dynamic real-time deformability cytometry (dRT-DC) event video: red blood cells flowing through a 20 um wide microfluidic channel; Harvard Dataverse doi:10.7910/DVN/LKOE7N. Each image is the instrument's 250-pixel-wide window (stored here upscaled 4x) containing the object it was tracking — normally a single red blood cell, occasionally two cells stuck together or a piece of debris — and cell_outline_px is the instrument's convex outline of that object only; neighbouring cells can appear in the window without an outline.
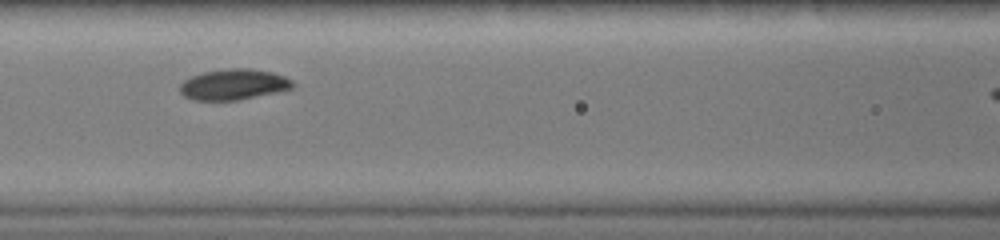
{"species": "common noctule bat (a hibernating species)", "species_latin": "Nyctalus noctula", "temperature_condition": "warm", "stored_images_in_passage": 30, "segment_of_instrument_passage": [2, 2], "camera_frame_rate_fps": 3000, "um_per_image_px": 0.085, "animal": {"sex": "female", "body_mass_g": 19.0, "forearm_length_mm": 51.5}, "frame": {"image": 1, "passage_image": 13, "time_ms": 4.0, "image_size_px": [1000, 240], "cell_outline_px": [[296, 84], [292, 88], [276, 92], [236, 100], [192, 100], [184, 96], [180, 92], [180, 84], [184, 80], [192, 76], [204, 72], [228, 68], [248, 68], [272, 72], [284, 76], [292, 80]], "centroid_in_image_um": [19.85, 7.17], "position_along_channel_um": 146.7, "area_um2": 20.11}}
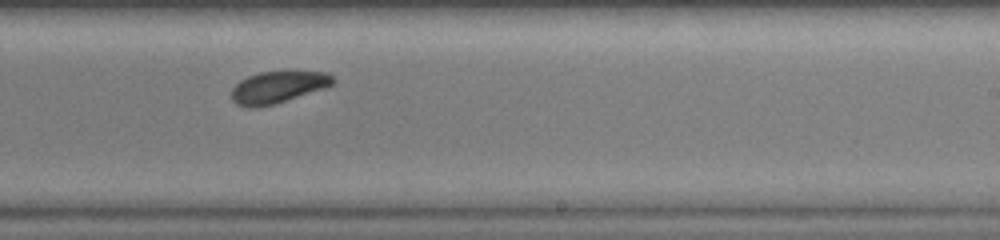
{"frame": {"image": 2, "passage_image": 21, "time_ms": 6.667, "image_size_px": [1000, 240], "cell_outline_px": [[336, 80], [328, 88], [272, 104], [256, 108], [252, 108], [236, 104], [232, 100], [232, 88], [240, 80], [248, 76], [260, 72], [328, 72]], "centroid_in_image_um": [23.64, 7.41], "position_along_channel_um": 265.4, "area_um2": 18.73}}
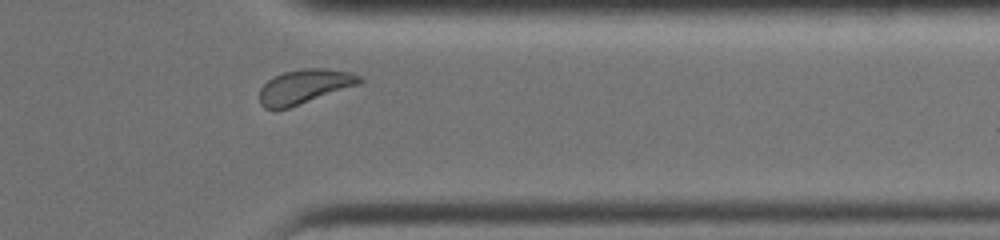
{"frame": {"image": 3, "passage_image": 29, "time_ms": 9.333, "image_size_px": [1000, 240], "cell_outline_px": [[364, 80], [360, 84], [288, 108], [264, 108], [260, 104], [260, 88], [268, 80], [284, 72], [304, 68], [324, 68], [352, 72], [360, 76]], "centroid_in_image_um": [25.91, 7.34], "position_along_channel_um": 385.5, "area_um2": 19.83}}